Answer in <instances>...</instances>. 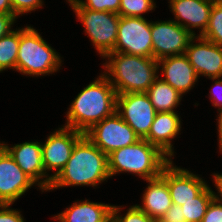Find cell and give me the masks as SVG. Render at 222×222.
I'll return each instance as SVG.
<instances>
[{
	"label": "cell",
	"mask_w": 222,
	"mask_h": 222,
	"mask_svg": "<svg viewBox=\"0 0 222 222\" xmlns=\"http://www.w3.org/2000/svg\"><path fill=\"white\" fill-rule=\"evenodd\" d=\"M116 91L108 78L101 73L84 87L72 100L62 125L83 134L95 124L116 111Z\"/></svg>",
	"instance_id": "obj_1"
},
{
	"label": "cell",
	"mask_w": 222,
	"mask_h": 222,
	"mask_svg": "<svg viewBox=\"0 0 222 222\" xmlns=\"http://www.w3.org/2000/svg\"><path fill=\"white\" fill-rule=\"evenodd\" d=\"M109 179L107 155L84 134L74 145L65 167L52 179L48 192L68 186L95 188Z\"/></svg>",
	"instance_id": "obj_2"
},
{
	"label": "cell",
	"mask_w": 222,
	"mask_h": 222,
	"mask_svg": "<svg viewBox=\"0 0 222 222\" xmlns=\"http://www.w3.org/2000/svg\"><path fill=\"white\" fill-rule=\"evenodd\" d=\"M103 59L102 72L114 87L116 94L147 92L160 76L158 62L153 57L109 52Z\"/></svg>",
	"instance_id": "obj_3"
},
{
	"label": "cell",
	"mask_w": 222,
	"mask_h": 222,
	"mask_svg": "<svg viewBox=\"0 0 222 222\" xmlns=\"http://www.w3.org/2000/svg\"><path fill=\"white\" fill-rule=\"evenodd\" d=\"M107 159L110 178L118 173H130L144 181L159 177L163 168L171 161L145 139L114 150L107 155Z\"/></svg>",
	"instance_id": "obj_4"
},
{
	"label": "cell",
	"mask_w": 222,
	"mask_h": 222,
	"mask_svg": "<svg viewBox=\"0 0 222 222\" xmlns=\"http://www.w3.org/2000/svg\"><path fill=\"white\" fill-rule=\"evenodd\" d=\"M62 58L33 26L19 28L16 71L31 77L49 76L59 71Z\"/></svg>",
	"instance_id": "obj_5"
},
{
	"label": "cell",
	"mask_w": 222,
	"mask_h": 222,
	"mask_svg": "<svg viewBox=\"0 0 222 222\" xmlns=\"http://www.w3.org/2000/svg\"><path fill=\"white\" fill-rule=\"evenodd\" d=\"M83 25L97 53L103 58L114 49L120 15L107 11H92L87 8H71Z\"/></svg>",
	"instance_id": "obj_6"
},
{
	"label": "cell",
	"mask_w": 222,
	"mask_h": 222,
	"mask_svg": "<svg viewBox=\"0 0 222 222\" xmlns=\"http://www.w3.org/2000/svg\"><path fill=\"white\" fill-rule=\"evenodd\" d=\"M111 52L153 57L151 21L145 17L120 16L117 39Z\"/></svg>",
	"instance_id": "obj_7"
},
{
	"label": "cell",
	"mask_w": 222,
	"mask_h": 222,
	"mask_svg": "<svg viewBox=\"0 0 222 222\" xmlns=\"http://www.w3.org/2000/svg\"><path fill=\"white\" fill-rule=\"evenodd\" d=\"M85 135L106 155L140 140V137L116 111L95 124Z\"/></svg>",
	"instance_id": "obj_8"
},
{
	"label": "cell",
	"mask_w": 222,
	"mask_h": 222,
	"mask_svg": "<svg viewBox=\"0 0 222 222\" xmlns=\"http://www.w3.org/2000/svg\"><path fill=\"white\" fill-rule=\"evenodd\" d=\"M116 112L140 139L148 135L157 113L146 92L118 94Z\"/></svg>",
	"instance_id": "obj_9"
},
{
	"label": "cell",
	"mask_w": 222,
	"mask_h": 222,
	"mask_svg": "<svg viewBox=\"0 0 222 222\" xmlns=\"http://www.w3.org/2000/svg\"><path fill=\"white\" fill-rule=\"evenodd\" d=\"M84 134L72 128L60 126L51 132L42 145V161L45 173L53 179L65 167L74 145ZM49 171H56L49 174Z\"/></svg>",
	"instance_id": "obj_10"
},
{
	"label": "cell",
	"mask_w": 222,
	"mask_h": 222,
	"mask_svg": "<svg viewBox=\"0 0 222 222\" xmlns=\"http://www.w3.org/2000/svg\"><path fill=\"white\" fill-rule=\"evenodd\" d=\"M153 58L157 61L169 56L182 55L194 37L181 25L169 20H151Z\"/></svg>",
	"instance_id": "obj_11"
},
{
	"label": "cell",
	"mask_w": 222,
	"mask_h": 222,
	"mask_svg": "<svg viewBox=\"0 0 222 222\" xmlns=\"http://www.w3.org/2000/svg\"><path fill=\"white\" fill-rule=\"evenodd\" d=\"M161 176L167 182L172 203L179 206L196 198L209 185L200 175L174 165L173 160L163 168Z\"/></svg>",
	"instance_id": "obj_12"
},
{
	"label": "cell",
	"mask_w": 222,
	"mask_h": 222,
	"mask_svg": "<svg viewBox=\"0 0 222 222\" xmlns=\"http://www.w3.org/2000/svg\"><path fill=\"white\" fill-rule=\"evenodd\" d=\"M32 186L44 192L4 149L0 154V201L3 204H14Z\"/></svg>",
	"instance_id": "obj_13"
},
{
	"label": "cell",
	"mask_w": 222,
	"mask_h": 222,
	"mask_svg": "<svg viewBox=\"0 0 222 222\" xmlns=\"http://www.w3.org/2000/svg\"><path fill=\"white\" fill-rule=\"evenodd\" d=\"M5 150L17 165L31 177L44 192L48 191L52 179L45 173L40 140L26 141L12 146L5 143Z\"/></svg>",
	"instance_id": "obj_14"
},
{
	"label": "cell",
	"mask_w": 222,
	"mask_h": 222,
	"mask_svg": "<svg viewBox=\"0 0 222 222\" xmlns=\"http://www.w3.org/2000/svg\"><path fill=\"white\" fill-rule=\"evenodd\" d=\"M185 55L199 77L205 76L207 79L222 77V46L202 36H194L189 42Z\"/></svg>",
	"instance_id": "obj_15"
},
{
	"label": "cell",
	"mask_w": 222,
	"mask_h": 222,
	"mask_svg": "<svg viewBox=\"0 0 222 222\" xmlns=\"http://www.w3.org/2000/svg\"><path fill=\"white\" fill-rule=\"evenodd\" d=\"M173 21L181 25L194 36H202L206 31L211 8L215 0H168ZM199 34H196V29Z\"/></svg>",
	"instance_id": "obj_16"
},
{
	"label": "cell",
	"mask_w": 222,
	"mask_h": 222,
	"mask_svg": "<svg viewBox=\"0 0 222 222\" xmlns=\"http://www.w3.org/2000/svg\"><path fill=\"white\" fill-rule=\"evenodd\" d=\"M158 62V72L161 79L171 85L182 96L188 93L196 82L200 79L196 69L189 63L185 54L169 56L160 59Z\"/></svg>",
	"instance_id": "obj_17"
},
{
	"label": "cell",
	"mask_w": 222,
	"mask_h": 222,
	"mask_svg": "<svg viewBox=\"0 0 222 222\" xmlns=\"http://www.w3.org/2000/svg\"><path fill=\"white\" fill-rule=\"evenodd\" d=\"M181 120L177 112H157L148 135L144 139L173 160L176 152L172 142L179 134L181 135Z\"/></svg>",
	"instance_id": "obj_18"
},
{
	"label": "cell",
	"mask_w": 222,
	"mask_h": 222,
	"mask_svg": "<svg viewBox=\"0 0 222 222\" xmlns=\"http://www.w3.org/2000/svg\"><path fill=\"white\" fill-rule=\"evenodd\" d=\"M148 183L142 194L141 204H135L152 219L160 220L173 205L166 180L160 175L146 180Z\"/></svg>",
	"instance_id": "obj_19"
},
{
	"label": "cell",
	"mask_w": 222,
	"mask_h": 222,
	"mask_svg": "<svg viewBox=\"0 0 222 222\" xmlns=\"http://www.w3.org/2000/svg\"><path fill=\"white\" fill-rule=\"evenodd\" d=\"M112 206L109 203L91 202L88 199L79 202L77 200L52 219L58 222H107L111 219Z\"/></svg>",
	"instance_id": "obj_20"
},
{
	"label": "cell",
	"mask_w": 222,
	"mask_h": 222,
	"mask_svg": "<svg viewBox=\"0 0 222 222\" xmlns=\"http://www.w3.org/2000/svg\"><path fill=\"white\" fill-rule=\"evenodd\" d=\"M156 112H178L183 96L159 76L146 92Z\"/></svg>",
	"instance_id": "obj_21"
},
{
	"label": "cell",
	"mask_w": 222,
	"mask_h": 222,
	"mask_svg": "<svg viewBox=\"0 0 222 222\" xmlns=\"http://www.w3.org/2000/svg\"><path fill=\"white\" fill-rule=\"evenodd\" d=\"M215 193L208 185L196 198L182 205L181 213L185 222H201Z\"/></svg>",
	"instance_id": "obj_22"
},
{
	"label": "cell",
	"mask_w": 222,
	"mask_h": 222,
	"mask_svg": "<svg viewBox=\"0 0 222 222\" xmlns=\"http://www.w3.org/2000/svg\"><path fill=\"white\" fill-rule=\"evenodd\" d=\"M18 47L19 28L0 38V73L9 69L16 71Z\"/></svg>",
	"instance_id": "obj_23"
},
{
	"label": "cell",
	"mask_w": 222,
	"mask_h": 222,
	"mask_svg": "<svg viewBox=\"0 0 222 222\" xmlns=\"http://www.w3.org/2000/svg\"><path fill=\"white\" fill-rule=\"evenodd\" d=\"M202 37L222 46V0L214 1L208 27Z\"/></svg>",
	"instance_id": "obj_24"
},
{
	"label": "cell",
	"mask_w": 222,
	"mask_h": 222,
	"mask_svg": "<svg viewBox=\"0 0 222 222\" xmlns=\"http://www.w3.org/2000/svg\"><path fill=\"white\" fill-rule=\"evenodd\" d=\"M154 0H120L119 15L124 17L144 18L145 13L155 11Z\"/></svg>",
	"instance_id": "obj_25"
},
{
	"label": "cell",
	"mask_w": 222,
	"mask_h": 222,
	"mask_svg": "<svg viewBox=\"0 0 222 222\" xmlns=\"http://www.w3.org/2000/svg\"><path fill=\"white\" fill-rule=\"evenodd\" d=\"M71 8L119 13L120 0H66Z\"/></svg>",
	"instance_id": "obj_26"
},
{
	"label": "cell",
	"mask_w": 222,
	"mask_h": 222,
	"mask_svg": "<svg viewBox=\"0 0 222 222\" xmlns=\"http://www.w3.org/2000/svg\"><path fill=\"white\" fill-rule=\"evenodd\" d=\"M123 208L124 206L120 205L112 206L111 218L115 222H152L154 220L136 205L129 206V208L126 209L127 212L121 215Z\"/></svg>",
	"instance_id": "obj_27"
},
{
	"label": "cell",
	"mask_w": 222,
	"mask_h": 222,
	"mask_svg": "<svg viewBox=\"0 0 222 222\" xmlns=\"http://www.w3.org/2000/svg\"><path fill=\"white\" fill-rule=\"evenodd\" d=\"M12 11L18 18L24 14L32 13L44 6L43 0H10ZM20 15V16H19Z\"/></svg>",
	"instance_id": "obj_28"
},
{
	"label": "cell",
	"mask_w": 222,
	"mask_h": 222,
	"mask_svg": "<svg viewBox=\"0 0 222 222\" xmlns=\"http://www.w3.org/2000/svg\"><path fill=\"white\" fill-rule=\"evenodd\" d=\"M201 222H222V201L216 196L210 202Z\"/></svg>",
	"instance_id": "obj_29"
},
{
	"label": "cell",
	"mask_w": 222,
	"mask_h": 222,
	"mask_svg": "<svg viewBox=\"0 0 222 222\" xmlns=\"http://www.w3.org/2000/svg\"><path fill=\"white\" fill-rule=\"evenodd\" d=\"M11 206L12 204L0 205V222H25L22 212Z\"/></svg>",
	"instance_id": "obj_30"
},
{
	"label": "cell",
	"mask_w": 222,
	"mask_h": 222,
	"mask_svg": "<svg viewBox=\"0 0 222 222\" xmlns=\"http://www.w3.org/2000/svg\"><path fill=\"white\" fill-rule=\"evenodd\" d=\"M212 80V88L209 91V99L212 105L219 111L222 108V77L209 78Z\"/></svg>",
	"instance_id": "obj_31"
},
{
	"label": "cell",
	"mask_w": 222,
	"mask_h": 222,
	"mask_svg": "<svg viewBox=\"0 0 222 222\" xmlns=\"http://www.w3.org/2000/svg\"><path fill=\"white\" fill-rule=\"evenodd\" d=\"M18 19L15 14L0 13V38L13 31V25Z\"/></svg>",
	"instance_id": "obj_32"
},
{
	"label": "cell",
	"mask_w": 222,
	"mask_h": 222,
	"mask_svg": "<svg viewBox=\"0 0 222 222\" xmlns=\"http://www.w3.org/2000/svg\"><path fill=\"white\" fill-rule=\"evenodd\" d=\"M181 210V206L173 204L160 220L162 222H185Z\"/></svg>",
	"instance_id": "obj_33"
},
{
	"label": "cell",
	"mask_w": 222,
	"mask_h": 222,
	"mask_svg": "<svg viewBox=\"0 0 222 222\" xmlns=\"http://www.w3.org/2000/svg\"><path fill=\"white\" fill-rule=\"evenodd\" d=\"M212 175V183L215 185V189L218 191L216 197L222 201V173H213Z\"/></svg>",
	"instance_id": "obj_34"
},
{
	"label": "cell",
	"mask_w": 222,
	"mask_h": 222,
	"mask_svg": "<svg viewBox=\"0 0 222 222\" xmlns=\"http://www.w3.org/2000/svg\"><path fill=\"white\" fill-rule=\"evenodd\" d=\"M218 114H217V134H218V146H219V149L222 148V108L217 111Z\"/></svg>",
	"instance_id": "obj_35"
},
{
	"label": "cell",
	"mask_w": 222,
	"mask_h": 222,
	"mask_svg": "<svg viewBox=\"0 0 222 222\" xmlns=\"http://www.w3.org/2000/svg\"><path fill=\"white\" fill-rule=\"evenodd\" d=\"M0 13L14 14L12 11L10 0H0Z\"/></svg>",
	"instance_id": "obj_36"
},
{
	"label": "cell",
	"mask_w": 222,
	"mask_h": 222,
	"mask_svg": "<svg viewBox=\"0 0 222 222\" xmlns=\"http://www.w3.org/2000/svg\"><path fill=\"white\" fill-rule=\"evenodd\" d=\"M5 149V142L4 141H0V154L1 152Z\"/></svg>",
	"instance_id": "obj_37"
},
{
	"label": "cell",
	"mask_w": 222,
	"mask_h": 222,
	"mask_svg": "<svg viewBox=\"0 0 222 222\" xmlns=\"http://www.w3.org/2000/svg\"><path fill=\"white\" fill-rule=\"evenodd\" d=\"M152 222H162V221L158 219H154Z\"/></svg>",
	"instance_id": "obj_38"
},
{
	"label": "cell",
	"mask_w": 222,
	"mask_h": 222,
	"mask_svg": "<svg viewBox=\"0 0 222 222\" xmlns=\"http://www.w3.org/2000/svg\"><path fill=\"white\" fill-rule=\"evenodd\" d=\"M107 222H115L112 218L110 220H108Z\"/></svg>",
	"instance_id": "obj_39"
}]
</instances>
